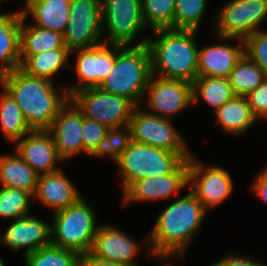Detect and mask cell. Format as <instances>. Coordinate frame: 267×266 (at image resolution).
Here are the masks:
<instances>
[{
    "mask_svg": "<svg viewBox=\"0 0 267 266\" xmlns=\"http://www.w3.org/2000/svg\"><path fill=\"white\" fill-rule=\"evenodd\" d=\"M0 244L13 251L25 248L24 256L51 245V225L37 216L15 219L0 238Z\"/></svg>",
    "mask_w": 267,
    "mask_h": 266,
    "instance_id": "cell-19",
    "label": "cell"
},
{
    "mask_svg": "<svg viewBox=\"0 0 267 266\" xmlns=\"http://www.w3.org/2000/svg\"><path fill=\"white\" fill-rule=\"evenodd\" d=\"M2 91L0 95V127L5 138L15 144L31 130L16 101L4 88Z\"/></svg>",
    "mask_w": 267,
    "mask_h": 266,
    "instance_id": "cell-29",
    "label": "cell"
},
{
    "mask_svg": "<svg viewBox=\"0 0 267 266\" xmlns=\"http://www.w3.org/2000/svg\"><path fill=\"white\" fill-rule=\"evenodd\" d=\"M0 85L16 101L31 131H49L70 99L66 88L58 91L54 81L28 75L21 68L1 75Z\"/></svg>",
    "mask_w": 267,
    "mask_h": 266,
    "instance_id": "cell-2",
    "label": "cell"
},
{
    "mask_svg": "<svg viewBox=\"0 0 267 266\" xmlns=\"http://www.w3.org/2000/svg\"><path fill=\"white\" fill-rule=\"evenodd\" d=\"M164 209L143 243L148 247L150 257L153 256L156 261L164 262L173 257L183 259L208 211L191 191Z\"/></svg>",
    "mask_w": 267,
    "mask_h": 266,
    "instance_id": "cell-1",
    "label": "cell"
},
{
    "mask_svg": "<svg viewBox=\"0 0 267 266\" xmlns=\"http://www.w3.org/2000/svg\"><path fill=\"white\" fill-rule=\"evenodd\" d=\"M32 199L27 191L0 186V218L15 220L29 216Z\"/></svg>",
    "mask_w": 267,
    "mask_h": 266,
    "instance_id": "cell-33",
    "label": "cell"
},
{
    "mask_svg": "<svg viewBox=\"0 0 267 266\" xmlns=\"http://www.w3.org/2000/svg\"><path fill=\"white\" fill-rule=\"evenodd\" d=\"M79 254L49 245L24 256L26 266H78Z\"/></svg>",
    "mask_w": 267,
    "mask_h": 266,
    "instance_id": "cell-32",
    "label": "cell"
},
{
    "mask_svg": "<svg viewBox=\"0 0 267 266\" xmlns=\"http://www.w3.org/2000/svg\"><path fill=\"white\" fill-rule=\"evenodd\" d=\"M22 11L0 14V76L20 68Z\"/></svg>",
    "mask_w": 267,
    "mask_h": 266,
    "instance_id": "cell-22",
    "label": "cell"
},
{
    "mask_svg": "<svg viewBox=\"0 0 267 266\" xmlns=\"http://www.w3.org/2000/svg\"><path fill=\"white\" fill-rule=\"evenodd\" d=\"M70 99L85 117L96 120L108 128L129 125L136 107L125 97L103 91L99 87L79 90Z\"/></svg>",
    "mask_w": 267,
    "mask_h": 266,
    "instance_id": "cell-7",
    "label": "cell"
},
{
    "mask_svg": "<svg viewBox=\"0 0 267 266\" xmlns=\"http://www.w3.org/2000/svg\"><path fill=\"white\" fill-rule=\"evenodd\" d=\"M39 175L18 155H0V183L2 187L21 189L34 196Z\"/></svg>",
    "mask_w": 267,
    "mask_h": 266,
    "instance_id": "cell-25",
    "label": "cell"
},
{
    "mask_svg": "<svg viewBox=\"0 0 267 266\" xmlns=\"http://www.w3.org/2000/svg\"><path fill=\"white\" fill-rule=\"evenodd\" d=\"M171 121L148 113L141 106H136L129 122L131 139L173 153H191L188 152V145L182 134Z\"/></svg>",
    "mask_w": 267,
    "mask_h": 266,
    "instance_id": "cell-11",
    "label": "cell"
},
{
    "mask_svg": "<svg viewBox=\"0 0 267 266\" xmlns=\"http://www.w3.org/2000/svg\"><path fill=\"white\" fill-rule=\"evenodd\" d=\"M96 221V211L81 197L75 204L53 213L51 244L78 254L90 252L99 228Z\"/></svg>",
    "mask_w": 267,
    "mask_h": 266,
    "instance_id": "cell-6",
    "label": "cell"
},
{
    "mask_svg": "<svg viewBox=\"0 0 267 266\" xmlns=\"http://www.w3.org/2000/svg\"><path fill=\"white\" fill-rule=\"evenodd\" d=\"M0 266H5L4 261L2 260L1 257H0Z\"/></svg>",
    "mask_w": 267,
    "mask_h": 266,
    "instance_id": "cell-42",
    "label": "cell"
},
{
    "mask_svg": "<svg viewBox=\"0 0 267 266\" xmlns=\"http://www.w3.org/2000/svg\"><path fill=\"white\" fill-rule=\"evenodd\" d=\"M102 34L101 0H71L65 47L70 52L94 47L104 43Z\"/></svg>",
    "mask_w": 267,
    "mask_h": 266,
    "instance_id": "cell-10",
    "label": "cell"
},
{
    "mask_svg": "<svg viewBox=\"0 0 267 266\" xmlns=\"http://www.w3.org/2000/svg\"><path fill=\"white\" fill-rule=\"evenodd\" d=\"M245 54L254 61L267 77V32L259 30L245 40Z\"/></svg>",
    "mask_w": 267,
    "mask_h": 266,
    "instance_id": "cell-36",
    "label": "cell"
},
{
    "mask_svg": "<svg viewBox=\"0 0 267 266\" xmlns=\"http://www.w3.org/2000/svg\"><path fill=\"white\" fill-rule=\"evenodd\" d=\"M33 198L56 212L75 204L81 198V194L64 172L59 170L39 175Z\"/></svg>",
    "mask_w": 267,
    "mask_h": 266,
    "instance_id": "cell-21",
    "label": "cell"
},
{
    "mask_svg": "<svg viewBox=\"0 0 267 266\" xmlns=\"http://www.w3.org/2000/svg\"><path fill=\"white\" fill-rule=\"evenodd\" d=\"M101 17L102 32L108 33L107 44L132 46L135 37L147 28L141 0H101Z\"/></svg>",
    "mask_w": 267,
    "mask_h": 266,
    "instance_id": "cell-8",
    "label": "cell"
},
{
    "mask_svg": "<svg viewBox=\"0 0 267 266\" xmlns=\"http://www.w3.org/2000/svg\"><path fill=\"white\" fill-rule=\"evenodd\" d=\"M228 79L234 95L246 97L261 85L267 77L263 70L244 54L233 68Z\"/></svg>",
    "mask_w": 267,
    "mask_h": 266,
    "instance_id": "cell-30",
    "label": "cell"
},
{
    "mask_svg": "<svg viewBox=\"0 0 267 266\" xmlns=\"http://www.w3.org/2000/svg\"><path fill=\"white\" fill-rule=\"evenodd\" d=\"M114 225H99L90 253L124 266H136L140 243Z\"/></svg>",
    "mask_w": 267,
    "mask_h": 266,
    "instance_id": "cell-17",
    "label": "cell"
},
{
    "mask_svg": "<svg viewBox=\"0 0 267 266\" xmlns=\"http://www.w3.org/2000/svg\"><path fill=\"white\" fill-rule=\"evenodd\" d=\"M145 25L152 31L174 29L175 0H141Z\"/></svg>",
    "mask_w": 267,
    "mask_h": 266,
    "instance_id": "cell-31",
    "label": "cell"
},
{
    "mask_svg": "<svg viewBox=\"0 0 267 266\" xmlns=\"http://www.w3.org/2000/svg\"><path fill=\"white\" fill-rule=\"evenodd\" d=\"M22 16L20 28L21 64L30 56L52 49H67L62 33L33 25H24Z\"/></svg>",
    "mask_w": 267,
    "mask_h": 266,
    "instance_id": "cell-24",
    "label": "cell"
},
{
    "mask_svg": "<svg viewBox=\"0 0 267 266\" xmlns=\"http://www.w3.org/2000/svg\"><path fill=\"white\" fill-rule=\"evenodd\" d=\"M214 113L223 132L229 133L231 136L244 134L257 121L244 96H234Z\"/></svg>",
    "mask_w": 267,
    "mask_h": 266,
    "instance_id": "cell-26",
    "label": "cell"
},
{
    "mask_svg": "<svg viewBox=\"0 0 267 266\" xmlns=\"http://www.w3.org/2000/svg\"><path fill=\"white\" fill-rule=\"evenodd\" d=\"M15 151L38 174L54 173L59 157L54 139L49 131H31L15 143Z\"/></svg>",
    "mask_w": 267,
    "mask_h": 266,
    "instance_id": "cell-18",
    "label": "cell"
},
{
    "mask_svg": "<svg viewBox=\"0 0 267 266\" xmlns=\"http://www.w3.org/2000/svg\"><path fill=\"white\" fill-rule=\"evenodd\" d=\"M238 38H224L223 41L198 49V76L229 78L237 62L245 54V43L241 40V45L232 46L224 41Z\"/></svg>",
    "mask_w": 267,
    "mask_h": 266,
    "instance_id": "cell-20",
    "label": "cell"
},
{
    "mask_svg": "<svg viewBox=\"0 0 267 266\" xmlns=\"http://www.w3.org/2000/svg\"><path fill=\"white\" fill-rule=\"evenodd\" d=\"M163 266H172V263H170V264L168 263L166 265L164 264Z\"/></svg>",
    "mask_w": 267,
    "mask_h": 266,
    "instance_id": "cell-43",
    "label": "cell"
},
{
    "mask_svg": "<svg viewBox=\"0 0 267 266\" xmlns=\"http://www.w3.org/2000/svg\"><path fill=\"white\" fill-rule=\"evenodd\" d=\"M78 266H124L122 264L97 258L90 252L79 254Z\"/></svg>",
    "mask_w": 267,
    "mask_h": 266,
    "instance_id": "cell-41",
    "label": "cell"
},
{
    "mask_svg": "<svg viewBox=\"0 0 267 266\" xmlns=\"http://www.w3.org/2000/svg\"><path fill=\"white\" fill-rule=\"evenodd\" d=\"M207 0H175L174 29L198 31Z\"/></svg>",
    "mask_w": 267,
    "mask_h": 266,
    "instance_id": "cell-34",
    "label": "cell"
},
{
    "mask_svg": "<svg viewBox=\"0 0 267 266\" xmlns=\"http://www.w3.org/2000/svg\"><path fill=\"white\" fill-rule=\"evenodd\" d=\"M188 184L190 191L198 198L203 207L209 211L228 198L233 191L230 173L221 166H203L195 156L188 159Z\"/></svg>",
    "mask_w": 267,
    "mask_h": 266,
    "instance_id": "cell-12",
    "label": "cell"
},
{
    "mask_svg": "<svg viewBox=\"0 0 267 266\" xmlns=\"http://www.w3.org/2000/svg\"><path fill=\"white\" fill-rule=\"evenodd\" d=\"M191 153H173L163 148L130 140L115 162L124 192L133 182L172 173Z\"/></svg>",
    "mask_w": 267,
    "mask_h": 266,
    "instance_id": "cell-5",
    "label": "cell"
},
{
    "mask_svg": "<svg viewBox=\"0 0 267 266\" xmlns=\"http://www.w3.org/2000/svg\"><path fill=\"white\" fill-rule=\"evenodd\" d=\"M147 94L148 113L166 119H171L193 104L192 83L183 80L152 75L146 88Z\"/></svg>",
    "mask_w": 267,
    "mask_h": 266,
    "instance_id": "cell-14",
    "label": "cell"
},
{
    "mask_svg": "<svg viewBox=\"0 0 267 266\" xmlns=\"http://www.w3.org/2000/svg\"><path fill=\"white\" fill-rule=\"evenodd\" d=\"M70 3L71 0H29L21 11L26 18L33 16V25L64 34L69 23Z\"/></svg>",
    "mask_w": 267,
    "mask_h": 266,
    "instance_id": "cell-23",
    "label": "cell"
},
{
    "mask_svg": "<svg viewBox=\"0 0 267 266\" xmlns=\"http://www.w3.org/2000/svg\"><path fill=\"white\" fill-rule=\"evenodd\" d=\"M81 129L82 111L69 99L59 110L49 130L63 162L84 152Z\"/></svg>",
    "mask_w": 267,
    "mask_h": 266,
    "instance_id": "cell-16",
    "label": "cell"
},
{
    "mask_svg": "<svg viewBox=\"0 0 267 266\" xmlns=\"http://www.w3.org/2000/svg\"><path fill=\"white\" fill-rule=\"evenodd\" d=\"M222 7L216 17L218 38H238L241 42L261 30L259 26L267 17V0H230Z\"/></svg>",
    "mask_w": 267,
    "mask_h": 266,
    "instance_id": "cell-9",
    "label": "cell"
},
{
    "mask_svg": "<svg viewBox=\"0 0 267 266\" xmlns=\"http://www.w3.org/2000/svg\"><path fill=\"white\" fill-rule=\"evenodd\" d=\"M68 49H52L35 55H30L20 68L28 75L53 81L60 69L71 67ZM68 64V65H67Z\"/></svg>",
    "mask_w": 267,
    "mask_h": 266,
    "instance_id": "cell-27",
    "label": "cell"
},
{
    "mask_svg": "<svg viewBox=\"0 0 267 266\" xmlns=\"http://www.w3.org/2000/svg\"><path fill=\"white\" fill-rule=\"evenodd\" d=\"M193 105L203 99L214 112L232 99L233 93L228 78L198 76L192 82Z\"/></svg>",
    "mask_w": 267,
    "mask_h": 266,
    "instance_id": "cell-28",
    "label": "cell"
},
{
    "mask_svg": "<svg viewBox=\"0 0 267 266\" xmlns=\"http://www.w3.org/2000/svg\"><path fill=\"white\" fill-rule=\"evenodd\" d=\"M257 176L252 183L251 191L256 193L255 195L259 197L263 202L267 204V165L266 167L258 172Z\"/></svg>",
    "mask_w": 267,
    "mask_h": 266,
    "instance_id": "cell-40",
    "label": "cell"
},
{
    "mask_svg": "<svg viewBox=\"0 0 267 266\" xmlns=\"http://www.w3.org/2000/svg\"><path fill=\"white\" fill-rule=\"evenodd\" d=\"M148 37L134 46L118 45V56L112 70L99 88L125 97L135 106L144 102L146 88L152 76L151 56L146 45Z\"/></svg>",
    "mask_w": 267,
    "mask_h": 266,
    "instance_id": "cell-4",
    "label": "cell"
},
{
    "mask_svg": "<svg viewBox=\"0 0 267 266\" xmlns=\"http://www.w3.org/2000/svg\"><path fill=\"white\" fill-rule=\"evenodd\" d=\"M255 261L256 260L253 259L251 260L250 257L228 254L210 266H267L261 262Z\"/></svg>",
    "mask_w": 267,
    "mask_h": 266,
    "instance_id": "cell-39",
    "label": "cell"
},
{
    "mask_svg": "<svg viewBox=\"0 0 267 266\" xmlns=\"http://www.w3.org/2000/svg\"><path fill=\"white\" fill-rule=\"evenodd\" d=\"M109 46L101 43L91 48L76 49L70 52H77L76 63L72 68L76 71L78 82L75 86L68 87L67 85L65 87L69 97L79 90L99 87L107 78L118 56V45L109 44Z\"/></svg>",
    "mask_w": 267,
    "mask_h": 266,
    "instance_id": "cell-13",
    "label": "cell"
},
{
    "mask_svg": "<svg viewBox=\"0 0 267 266\" xmlns=\"http://www.w3.org/2000/svg\"><path fill=\"white\" fill-rule=\"evenodd\" d=\"M253 115L259 119H267V79L246 96Z\"/></svg>",
    "mask_w": 267,
    "mask_h": 266,
    "instance_id": "cell-38",
    "label": "cell"
},
{
    "mask_svg": "<svg viewBox=\"0 0 267 266\" xmlns=\"http://www.w3.org/2000/svg\"><path fill=\"white\" fill-rule=\"evenodd\" d=\"M108 127L96 120L87 118L82 113V139L84 153L90 155L97 147L98 143L106 136Z\"/></svg>",
    "mask_w": 267,
    "mask_h": 266,
    "instance_id": "cell-37",
    "label": "cell"
},
{
    "mask_svg": "<svg viewBox=\"0 0 267 266\" xmlns=\"http://www.w3.org/2000/svg\"><path fill=\"white\" fill-rule=\"evenodd\" d=\"M147 40L152 75L192 83L198 77V45L194 30L159 29Z\"/></svg>",
    "mask_w": 267,
    "mask_h": 266,
    "instance_id": "cell-3",
    "label": "cell"
},
{
    "mask_svg": "<svg viewBox=\"0 0 267 266\" xmlns=\"http://www.w3.org/2000/svg\"><path fill=\"white\" fill-rule=\"evenodd\" d=\"M130 140L131 131L129 125L119 128H109L106 136L98 143L96 149L89 156H109L115 163L127 148Z\"/></svg>",
    "mask_w": 267,
    "mask_h": 266,
    "instance_id": "cell-35",
    "label": "cell"
},
{
    "mask_svg": "<svg viewBox=\"0 0 267 266\" xmlns=\"http://www.w3.org/2000/svg\"><path fill=\"white\" fill-rule=\"evenodd\" d=\"M188 159L184 160L172 173L139 179L123 193V207L129 203L169 200L188 185Z\"/></svg>",
    "mask_w": 267,
    "mask_h": 266,
    "instance_id": "cell-15",
    "label": "cell"
}]
</instances>
